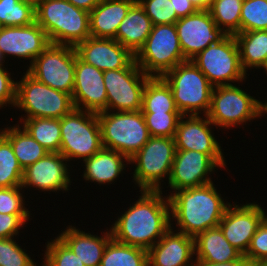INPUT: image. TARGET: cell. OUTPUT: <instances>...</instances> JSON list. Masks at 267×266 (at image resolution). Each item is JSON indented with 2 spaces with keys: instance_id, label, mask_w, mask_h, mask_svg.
<instances>
[{
  "instance_id": "6da1fadb",
  "label": "cell",
  "mask_w": 267,
  "mask_h": 266,
  "mask_svg": "<svg viewBox=\"0 0 267 266\" xmlns=\"http://www.w3.org/2000/svg\"><path fill=\"white\" fill-rule=\"evenodd\" d=\"M162 194V189L141 190L136 203L112 225V238L147 251L153 247L172 225L169 197Z\"/></svg>"
},
{
  "instance_id": "7a4b0ae2",
  "label": "cell",
  "mask_w": 267,
  "mask_h": 266,
  "mask_svg": "<svg viewBox=\"0 0 267 266\" xmlns=\"http://www.w3.org/2000/svg\"><path fill=\"white\" fill-rule=\"evenodd\" d=\"M213 182L172 191L169 195L170 218L182 232L195 238L210 228L218 227L230 203H225Z\"/></svg>"
},
{
  "instance_id": "3957f363",
  "label": "cell",
  "mask_w": 267,
  "mask_h": 266,
  "mask_svg": "<svg viewBox=\"0 0 267 266\" xmlns=\"http://www.w3.org/2000/svg\"><path fill=\"white\" fill-rule=\"evenodd\" d=\"M35 21L51 44L75 47L91 36L89 12L67 0H42L35 6Z\"/></svg>"
},
{
  "instance_id": "277c9868",
  "label": "cell",
  "mask_w": 267,
  "mask_h": 266,
  "mask_svg": "<svg viewBox=\"0 0 267 266\" xmlns=\"http://www.w3.org/2000/svg\"><path fill=\"white\" fill-rule=\"evenodd\" d=\"M162 78L169 84L177 109L182 115H207L214 86L192 60H186Z\"/></svg>"
},
{
  "instance_id": "5b68a950",
  "label": "cell",
  "mask_w": 267,
  "mask_h": 266,
  "mask_svg": "<svg viewBox=\"0 0 267 266\" xmlns=\"http://www.w3.org/2000/svg\"><path fill=\"white\" fill-rule=\"evenodd\" d=\"M111 112L97 113L103 148L115 150L130 159L151 137L143 113L141 110Z\"/></svg>"
},
{
  "instance_id": "8992f818",
  "label": "cell",
  "mask_w": 267,
  "mask_h": 266,
  "mask_svg": "<svg viewBox=\"0 0 267 266\" xmlns=\"http://www.w3.org/2000/svg\"><path fill=\"white\" fill-rule=\"evenodd\" d=\"M60 151L68 161L88 159L103 148L97 113L74 108L60 119Z\"/></svg>"
},
{
  "instance_id": "52a82bcc",
  "label": "cell",
  "mask_w": 267,
  "mask_h": 266,
  "mask_svg": "<svg viewBox=\"0 0 267 266\" xmlns=\"http://www.w3.org/2000/svg\"><path fill=\"white\" fill-rule=\"evenodd\" d=\"M15 107L26 112L25 118H58L71 112L75 106L72 95L58 91L39 82L27 71L22 79L16 81Z\"/></svg>"
},
{
  "instance_id": "ba28073f",
  "label": "cell",
  "mask_w": 267,
  "mask_h": 266,
  "mask_svg": "<svg viewBox=\"0 0 267 266\" xmlns=\"http://www.w3.org/2000/svg\"><path fill=\"white\" fill-rule=\"evenodd\" d=\"M135 61L150 77H162L186 61L175 24L153 25L145 44L135 55Z\"/></svg>"
},
{
  "instance_id": "9c48e42d",
  "label": "cell",
  "mask_w": 267,
  "mask_h": 266,
  "mask_svg": "<svg viewBox=\"0 0 267 266\" xmlns=\"http://www.w3.org/2000/svg\"><path fill=\"white\" fill-rule=\"evenodd\" d=\"M176 153L174 138L154 137L129 159L135 163L133 180L141 190L160 191L162 178L171 175L172 165Z\"/></svg>"
},
{
  "instance_id": "30bf717a",
  "label": "cell",
  "mask_w": 267,
  "mask_h": 266,
  "mask_svg": "<svg viewBox=\"0 0 267 266\" xmlns=\"http://www.w3.org/2000/svg\"><path fill=\"white\" fill-rule=\"evenodd\" d=\"M262 102L235 84L215 86L211 94L208 119L223 128H230L262 116Z\"/></svg>"
},
{
  "instance_id": "8fae6325",
  "label": "cell",
  "mask_w": 267,
  "mask_h": 266,
  "mask_svg": "<svg viewBox=\"0 0 267 266\" xmlns=\"http://www.w3.org/2000/svg\"><path fill=\"white\" fill-rule=\"evenodd\" d=\"M192 61L214 87L231 85L246 78L247 73L241 67L239 49L234 35H226L218 43L209 45Z\"/></svg>"
},
{
  "instance_id": "7c38bea8",
  "label": "cell",
  "mask_w": 267,
  "mask_h": 266,
  "mask_svg": "<svg viewBox=\"0 0 267 266\" xmlns=\"http://www.w3.org/2000/svg\"><path fill=\"white\" fill-rule=\"evenodd\" d=\"M76 56L73 46L50 44L29 65L27 72L39 82L72 95Z\"/></svg>"
},
{
  "instance_id": "4fadbf2b",
  "label": "cell",
  "mask_w": 267,
  "mask_h": 266,
  "mask_svg": "<svg viewBox=\"0 0 267 266\" xmlns=\"http://www.w3.org/2000/svg\"><path fill=\"white\" fill-rule=\"evenodd\" d=\"M107 91V111L135 112L142 108V94L147 76L136 64L135 59L126 67L103 71Z\"/></svg>"
},
{
  "instance_id": "5bb4252c",
  "label": "cell",
  "mask_w": 267,
  "mask_h": 266,
  "mask_svg": "<svg viewBox=\"0 0 267 266\" xmlns=\"http://www.w3.org/2000/svg\"><path fill=\"white\" fill-rule=\"evenodd\" d=\"M185 60H192L213 43L221 41L226 34L218 28L209 10L179 18L175 23Z\"/></svg>"
},
{
  "instance_id": "9a60e30c",
  "label": "cell",
  "mask_w": 267,
  "mask_h": 266,
  "mask_svg": "<svg viewBox=\"0 0 267 266\" xmlns=\"http://www.w3.org/2000/svg\"><path fill=\"white\" fill-rule=\"evenodd\" d=\"M186 120H183V119ZM199 115H182L175 133L176 150H194L207 154L220 168L226 166L224 154L218 141L212 134L214 125L207 117Z\"/></svg>"
},
{
  "instance_id": "2e32d148",
  "label": "cell",
  "mask_w": 267,
  "mask_h": 266,
  "mask_svg": "<svg viewBox=\"0 0 267 266\" xmlns=\"http://www.w3.org/2000/svg\"><path fill=\"white\" fill-rule=\"evenodd\" d=\"M266 216L263 208L255 203L242 206L229 204L218 227L228 242L244 255Z\"/></svg>"
},
{
  "instance_id": "e0dca14e",
  "label": "cell",
  "mask_w": 267,
  "mask_h": 266,
  "mask_svg": "<svg viewBox=\"0 0 267 266\" xmlns=\"http://www.w3.org/2000/svg\"><path fill=\"white\" fill-rule=\"evenodd\" d=\"M43 28L35 21L26 26H5L0 30V54L5 62L6 55L30 59V64L49 45Z\"/></svg>"
},
{
  "instance_id": "ac0fdd59",
  "label": "cell",
  "mask_w": 267,
  "mask_h": 266,
  "mask_svg": "<svg viewBox=\"0 0 267 266\" xmlns=\"http://www.w3.org/2000/svg\"><path fill=\"white\" fill-rule=\"evenodd\" d=\"M75 108L94 113L107 111V91L103 71L76 56L72 93Z\"/></svg>"
},
{
  "instance_id": "d6986e66",
  "label": "cell",
  "mask_w": 267,
  "mask_h": 266,
  "mask_svg": "<svg viewBox=\"0 0 267 266\" xmlns=\"http://www.w3.org/2000/svg\"><path fill=\"white\" fill-rule=\"evenodd\" d=\"M67 161L59 152H48L23 170L22 188L31 186L46 192L68 191L71 181Z\"/></svg>"
},
{
  "instance_id": "ffe728a7",
  "label": "cell",
  "mask_w": 267,
  "mask_h": 266,
  "mask_svg": "<svg viewBox=\"0 0 267 266\" xmlns=\"http://www.w3.org/2000/svg\"><path fill=\"white\" fill-rule=\"evenodd\" d=\"M215 167L219 166L205 153L176 150L168 186L177 191L211 183L208 176Z\"/></svg>"
},
{
  "instance_id": "44dd1931",
  "label": "cell",
  "mask_w": 267,
  "mask_h": 266,
  "mask_svg": "<svg viewBox=\"0 0 267 266\" xmlns=\"http://www.w3.org/2000/svg\"><path fill=\"white\" fill-rule=\"evenodd\" d=\"M77 56L101 71L126 68L135 56L118 41L90 36L75 47Z\"/></svg>"
},
{
  "instance_id": "7402d4cb",
  "label": "cell",
  "mask_w": 267,
  "mask_h": 266,
  "mask_svg": "<svg viewBox=\"0 0 267 266\" xmlns=\"http://www.w3.org/2000/svg\"><path fill=\"white\" fill-rule=\"evenodd\" d=\"M194 255V238L182 232L175 233L170 227L148 250V263L149 266H194Z\"/></svg>"
},
{
  "instance_id": "603a6c76",
  "label": "cell",
  "mask_w": 267,
  "mask_h": 266,
  "mask_svg": "<svg viewBox=\"0 0 267 266\" xmlns=\"http://www.w3.org/2000/svg\"><path fill=\"white\" fill-rule=\"evenodd\" d=\"M136 2L137 0H100L89 13L91 36L114 39L119 24Z\"/></svg>"
},
{
  "instance_id": "cb8c5ba5",
  "label": "cell",
  "mask_w": 267,
  "mask_h": 266,
  "mask_svg": "<svg viewBox=\"0 0 267 266\" xmlns=\"http://www.w3.org/2000/svg\"><path fill=\"white\" fill-rule=\"evenodd\" d=\"M58 237L72 250L85 266H100L107 243L112 239L111 231L98 237L85 233L71 225Z\"/></svg>"
},
{
  "instance_id": "d4e9b609",
  "label": "cell",
  "mask_w": 267,
  "mask_h": 266,
  "mask_svg": "<svg viewBox=\"0 0 267 266\" xmlns=\"http://www.w3.org/2000/svg\"><path fill=\"white\" fill-rule=\"evenodd\" d=\"M194 261L223 263L240 259L243 254L233 247L219 227L210 228L194 238Z\"/></svg>"
},
{
  "instance_id": "484cf974",
  "label": "cell",
  "mask_w": 267,
  "mask_h": 266,
  "mask_svg": "<svg viewBox=\"0 0 267 266\" xmlns=\"http://www.w3.org/2000/svg\"><path fill=\"white\" fill-rule=\"evenodd\" d=\"M152 27L151 19L146 15L140 4L136 2L119 24L114 39L135 56L145 44Z\"/></svg>"
},
{
  "instance_id": "4316f807",
  "label": "cell",
  "mask_w": 267,
  "mask_h": 266,
  "mask_svg": "<svg viewBox=\"0 0 267 266\" xmlns=\"http://www.w3.org/2000/svg\"><path fill=\"white\" fill-rule=\"evenodd\" d=\"M126 161L129 162V159L125 155L115 150L102 148L96 154L84 160L83 178L86 181L97 182L100 185L111 184L124 170V162Z\"/></svg>"
},
{
  "instance_id": "83f0119b",
  "label": "cell",
  "mask_w": 267,
  "mask_h": 266,
  "mask_svg": "<svg viewBox=\"0 0 267 266\" xmlns=\"http://www.w3.org/2000/svg\"><path fill=\"white\" fill-rule=\"evenodd\" d=\"M243 71L262 68L267 60V30L240 32L234 35Z\"/></svg>"
},
{
  "instance_id": "f1b7e54d",
  "label": "cell",
  "mask_w": 267,
  "mask_h": 266,
  "mask_svg": "<svg viewBox=\"0 0 267 266\" xmlns=\"http://www.w3.org/2000/svg\"><path fill=\"white\" fill-rule=\"evenodd\" d=\"M0 133L10 142L13 152L23 170L48 153L24 129L22 130L19 124L4 128Z\"/></svg>"
},
{
  "instance_id": "f546056e",
  "label": "cell",
  "mask_w": 267,
  "mask_h": 266,
  "mask_svg": "<svg viewBox=\"0 0 267 266\" xmlns=\"http://www.w3.org/2000/svg\"><path fill=\"white\" fill-rule=\"evenodd\" d=\"M142 113H180L169 84L162 77H150L142 94Z\"/></svg>"
},
{
  "instance_id": "4dcf8cb0",
  "label": "cell",
  "mask_w": 267,
  "mask_h": 266,
  "mask_svg": "<svg viewBox=\"0 0 267 266\" xmlns=\"http://www.w3.org/2000/svg\"><path fill=\"white\" fill-rule=\"evenodd\" d=\"M22 124V128L48 152L60 151V119L29 118L24 119Z\"/></svg>"
},
{
  "instance_id": "1f68e13d",
  "label": "cell",
  "mask_w": 267,
  "mask_h": 266,
  "mask_svg": "<svg viewBox=\"0 0 267 266\" xmlns=\"http://www.w3.org/2000/svg\"><path fill=\"white\" fill-rule=\"evenodd\" d=\"M100 266H149L148 251L112 238L107 243Z\"/></svg>"
},
{
  "instance_id": "d6a6232c",
  "label": "cell",
  "mask_w": 267,
  "mask_h": 266,
  "mask_svg": "<svg viewBox=\"0 0 267 266\" xmlns=\"http://www.w3.org/2000/svg\"><path fill=\"white\" fill-rule=\"evenodd\" d=\"M243 0H212L208 9L212 19L226 35L240 33Z\"/></svg>"
},
{
  "instance_id": "836d02e7",
  "label": "cell",
  "mask_w": 267,
  "mask_h": 266,
  "mask_svg": "<svg viewBox=\"0 0 267 266\" xmlns=\"http://www.w3.org/2000/svg\"><path fill=\"white\" fill-rule=\"evenodd\" d=\"M23 169L10 142L0 133V188L22 186Z\"/></svg>"
},
{
  "instance_id": "e575fe53",
  "label": "cell",
  "mask_w": 267,
  "mask_h": 266,
  "mask_svg": "<svg viewBox=\"0 0 267 266\" xmlns=\"http://www.w3.org/2000/svg\"><path fill=\"white\" fill-rule=\"evenodd\" d=\"M35 22V5L24 0H0V23L26 26Z\"/></svg>"
},
{
  "instance_id": "d590c367",
  "label": "cell",
  "mask_w": 267,
  "mask_h": 266,
  "mask_svg": "<svg viewBox=\"0 0 267 266\" xmlns=\"http://www.w3.org/2000/svg\"><path fill=\"white\" fill-rule=\"evenodd\" d=\"M267 30V1L243 0L240 32Z\"/></svg>"
},
{
  "instance_id": "8d00e7d4",
  "label": "cell",
  "mask_w": 267,
  "mask_h": 266,
  "mask_svg": "<svg viewBox=\"0 0 267 266\" xmlns=\"http://www.w3.org/2000/svg\"><path fill=\"white\" fill-rule=\"evenodd\" d=\"M150 136L174 138L181 113H143Z\"/></svg>"
},
{
  "instance_id": "74e56055",
  "label": "cell",
  "mask_w": 267,
  "mask_h": 266,
  "mask_svg": "<svg viewBox=\"0 0 267 266\" xmlns=\"http://www.w3.org/2000/svg\"><path fill=\"white\" fill-rule=\"evenodd\" d=\"M46 246L42 266H85L58 236Z\"/></svg>"
},
{
  "instance_id": "f35d334b",
  "label": "cell",
  "mask_w": 267,
  "mask_h": 266,
  "mask_svg": "<svg viewBox=\"0 0 267 266\" xmlns=\"http://www.w3.org/2000/svg\"><path fill=\"white\" fill-rule=\"evenodd\" d=\"M153 25L175 24L179 19L170 0H137Z\"/></svg>"
},
{
  "instance_id": "ab89813d",
  "label": "cell",
  "mask_w": 267,
  "mask_h": 266,
  "mask_svg": "<svg viewBox=\"0 0 267 266\" xmlns=\"http://www.w3.org/2000/svg\"><path fill=\"white\" fill-rule=\"evenodd\" d=\"M13 238H0V266H36Z\"/></svg>"
},
{
  "instance_id": "60d3db41",
  "label": "cell",
  "mask_w": 267,
  "mask_h": 266,
  "mask_svg": "<svg viewBox=\"0 0 267 266\" xmlns=\"http://www.w3.org/2000/svg\"><path fill=\"white\" fill-rule=\"evenodd\" d=\"M22 186L0 188V213L29 214L25 208L24 198L20 193Z\"/></svg>"
},
{
  "instance_id": "b9f144b4",
  "label": "cell",
  "mask_w": 267,
  "mask_h": 266,
  "mask_svg": "<svg viewBox=\"0 0 267 266\" xmlns=\"http://www.w3.org/2000/svg\"><path fill=\"white\" fill-rule=\"evenodd\" d=\"M244 256L250 263L267 260V216L257 227Z\"/></svg>"
},
{
  "instance_id": "7bdbcfd3",
  "label": "cell",
  "mask_w": 267,
  "mask_h": 266,
  "mask_svg": "<svg viewBox=\"0 0 267 266\" xmlns=\"http://www.w3.org/2000/svg\"><path fill=\"white\" fill-rule=\"evenodd\" d=\"M29 214L0 213V238H14L19 229L29 220Z\"/></svg>"
},
{
  "instance_id": "ee69618b",
  "label": "cell",
  "mask_w": 267,
  "mask_h": 266,
  "mask_svg": "<svg viewBox=\"0 0 267 266\" xmlns=\"http://www.w3.org/2000/svg\"><path fill=\"white\" fill-rule=\"evenodd\" d=\"M3 65L0 64V108L7 104L14 106L16 101V82Z\"/></svg>"
},
{
  "instance_id": "f6af8a7d",
  "label": "cell",
  "mask_w": 267,
  "mask_h": 266,
  "mask_svg": "<svg viewBox=\"0 0 267 266\" xmlns=\"http://www.w3.org/2000/svg\"><path fill=\"white\" fill-rule=\"evenodd\" d=\"M179 18L186 17L198 11L190 0H170Z\"/></svg>"
},
{
  "instance_id": "bcb514c9",
  "label": "cell",
  "mask_w": 267,
  "mask_h": 266,
  "mask_svg": "<svg viewBox=\"0 0 267 266\" xmlns=\"http://www.w3.org/2000/svg\"><path fill=\"white\" fill-rule=\"evenodd\" d=\"M194 266H251V263L243 255L240 259L223 263H208V262L195 261Z\"/></svg>"
},
{
  "instance_id": "7dc6e473",
  "label": "cell",
  "mask_w": 267,
  "mask_h": 266,
  "mask_svg": "<svg viewBox=\"0 0 267 266\" xmlns=\"http://www.w3.org/2000/svg\"><path fill=\"white\" fill-rule=\"evenodd\" d=\"M75 7L88 11L89 13L100 2V0H67Z\"/></svg>"
},
{
  "instance_id": "c3c4849f",
  "label": "cell",
  "mask_w": 267,
  "mask_h": 266,
  "mask_svg": "<svg viewBox=\"0 0 267 266\" xmlns=\"http://www.w3.org/2000/svg\"><path fill=\"white\" fill-rule=\"evenodd\" d=\"M198 10H208L212 0H190Z\"/></svg>"
},
{
  "instance_id": "681fc988",
  "label": "cell",
  "mask_w": 267,
  "mask_h": 266,
  "mask_svg": "<svg viewBox=\"0 0 267 266\" xmlns=\"http://www.w3.org/2000/svg\"><path fill=\"white\" fill-rule=\"evenodd\" d=\"M251 266H267V260L259 261V262H253L251 263Z\"/></svg>"
},
{
  "instance_id": "f907efd6",
  "label": "cell",
  "mask_w": 267,
  "mask_h": 266,
  "mask_svg": "<svg viewBox=\"0 0 267 266\" xmlns=\"http://www.w3.org/2000/svg\"><path fill=\"white\" fill-rule=\"evenodd\" d=\"M265 113H267V102L266 103H262V114L265 115Z\"/></svg>"
},
{
  "instance_id": "816d5d0a",
  "label": "cell",
  "mask_w": 267,
  "mask_h": 266,
  "mask_svg": "<svg viewBox=\"0 0 267 266\" xmlns=\"http://www.w3.org/2000/svg\"><path fill=\"white\" fill-rule=\"evenodd\" d=\"M24 1L31 2V3H33L36 6L42 0H24Z\"/></svg>"
},
{
  "instance_id": "f5cc1de1",
  "label": "cell",
  "mask_w": 267,
  "mask_h": 266,
  "mask_svg": "<svg viewBox=\"0 0 267 266\" xmlns=\"http://www.w3.org/2000/svg\"><path fill=\"white\" fill-rule=\"evenodd\" d=\"M264 68V70H265V72H266V74H267V60H266V62H265V64H264V66L262 67V69Z\"/></svg>"
},
{
  "instance_id": "db71d44e",
  "label": "cell",
  "mask_w": 267,
  "mask_h": 266,
  "mask_svg": "<svg viewBox=\"0 0 267 266\" xmlns=\"http://www.w3.org/2000/svg\"><path fill=\"white\" fill-rule=\"evenodd\" d=\"M4 62H3V58H2V56H1V54H0V64H3Z\"/></svg>"
}]
</instances>
